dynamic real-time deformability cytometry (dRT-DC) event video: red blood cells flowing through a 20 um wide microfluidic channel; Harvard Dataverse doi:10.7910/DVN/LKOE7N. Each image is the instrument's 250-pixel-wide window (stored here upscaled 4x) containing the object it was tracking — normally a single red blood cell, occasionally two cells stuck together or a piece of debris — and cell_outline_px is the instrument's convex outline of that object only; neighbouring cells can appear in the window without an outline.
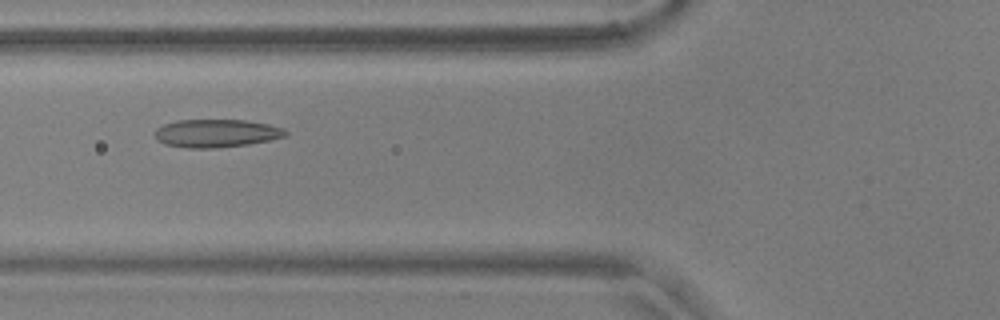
{"species": "common noctule bat (a hibernating species)", "species_latin": "Nyctalus noctula", "temperature_condition": "warm", "stored_images_in_passage": 54, "camera_frame_rate_fps": 3000, "um_per_image_px": 0.085, "animal": {"sex": "male", "body_mass_g": 17.9, "forearm_length_mm": 54.2}, "frame": {"image": 1, "passage_image": 20, "time_ms": 6.333, "image_size_px": [1000, 320], "cell_outline_px": [[288, 136], [248, 144], [216, 148], [188, 148], [164, 144], [156, 140], [156, 128], [164, 124], [176, 120], [244, 120], [268, 124], [284, 128], [288, 132]], "centroid_in_image_um": [18.39, 11.33], "position_along_channel_um": 107.4, "area_um2": 21.39}}
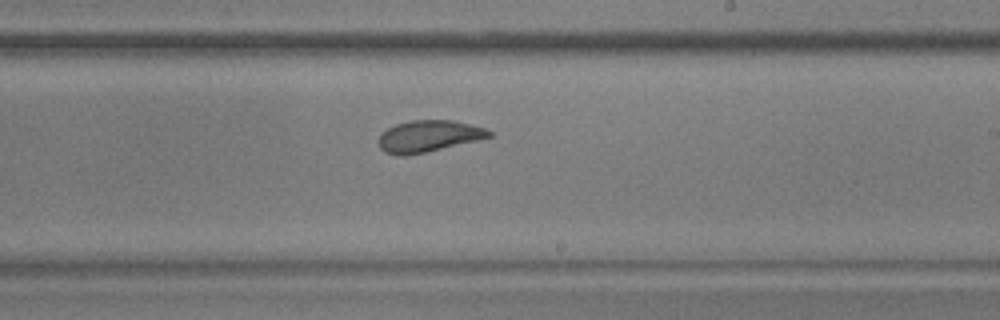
{"frame": {"image": 2, "passage_image": 32, "time_ms": 10.333, "image_size_px": [1000, 320], "cell_outline_px": [[492, 136], [476, 140], [424, 152], [400, 156], [384, 152], [380, 148], [376, 140], [380, 132], [396, 124], [412, 120], [452, 120], [488, 128], [492, 132]], "centroid_in_image_um": [36.38, 11.56], "position_along_channel_um": 252.6, "area_um2": 20.29}}
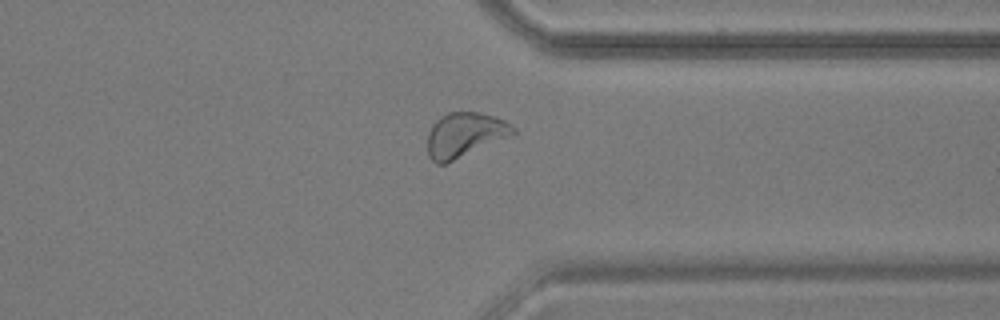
{"frame": {"image": 3, "passage_image": 42, "time_ms": 13.667, "image_size_px": [1000, 320], "cell_outline_px": [[516, 132], [512, 136], [444, 164], [436, 164], [428, 156], [428, 132], [432, 124], [436, 120], [448, 112], [480, 112], [504, 120], [516, 128]], "centroid_in_image_um": [39.5, 11.46], "position_along_channel_um": 371.9, "area_um2": 22.25}, "authors_computed_cell_mechanics": {"area_um2": 22.1085, "velocity_mm_per_s": 3.6286, "shape_relaxation_time_tau1_ms": 8.4508, "shape_relaxation_time_tau2_ms": 1.5668, "deformation_change_tau1": 0.1921, "deformation_change_tau2": 0.072}}